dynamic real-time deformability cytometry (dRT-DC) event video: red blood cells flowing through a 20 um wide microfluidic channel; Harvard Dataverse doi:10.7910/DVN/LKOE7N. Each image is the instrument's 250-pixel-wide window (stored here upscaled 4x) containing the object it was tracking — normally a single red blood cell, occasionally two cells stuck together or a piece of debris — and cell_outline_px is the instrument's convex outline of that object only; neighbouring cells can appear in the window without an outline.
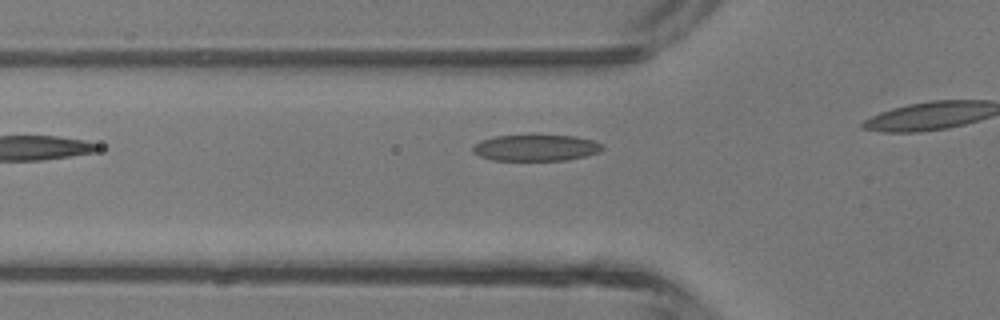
{"species": "common noctule bat (a hibernating species)", "species_latin": "Nyctalus noctula", "temperature_condition": "room temperature", "stored_images_in_passage": 3, "camera_frame_rate_fps": 3000, "um_per_image_px": 0.085, "animal": {"sex": "male", "body_mass_g": 13.3}, "frame": {"image": 1, "passage_image": 2, "time_ms": 1.333, "image_size_px": [1000, 320], "cell_outline_px": [[604, 148], [600, 152], [584, 156], [564, 160], [492, 160], [480, 156], [472, 152], [472, 144], [480, 140], [496, 136], [576, 136], [592, 140], [604, 144]], "centroid_in_image_um": [45.53, 12.56], "position_along_channel_um": 80.3, "area_um2": 19.77}}